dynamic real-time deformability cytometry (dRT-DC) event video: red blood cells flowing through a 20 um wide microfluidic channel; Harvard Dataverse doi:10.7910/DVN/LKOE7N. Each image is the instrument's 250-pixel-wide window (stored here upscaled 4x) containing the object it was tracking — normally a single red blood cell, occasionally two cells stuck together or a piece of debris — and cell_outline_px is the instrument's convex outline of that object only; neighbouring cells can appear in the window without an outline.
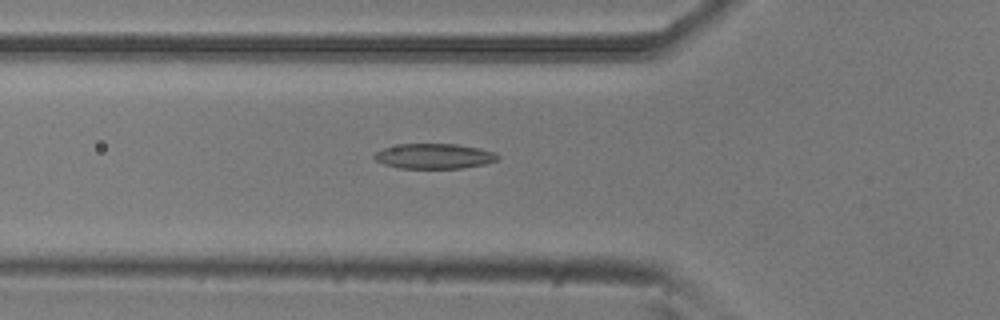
{"species": "common noctule bat (a hibernating species)", "species_latin": "Nyctalus noctula", "temperature_condition": "room temperature", "stored_images_in_passage": 39, "camera_frame_rate_fps": 3000, "um_per_image_px": 0.085, "animal": {"sex": "male", "body_mass_g": 20.5, "forearm_length_mm": 52.5}, "frame": {"image": 1, "passage_image": 4, "time_ms": 1.0, "image_size_px": [1000, 320], "cell_outline_px": [[500, 160], [484, 164], [460, 168], [400, 168], [384, 164], [376, 160], [372, 156], [380, 148], [400, 144], [456, 144], [480, 148], [496, 152], [500, 156]], "centroid_in_image_um": [36.92, 13.27], "position_along_channel_um": 88.9, "area_um2": 18.21}}
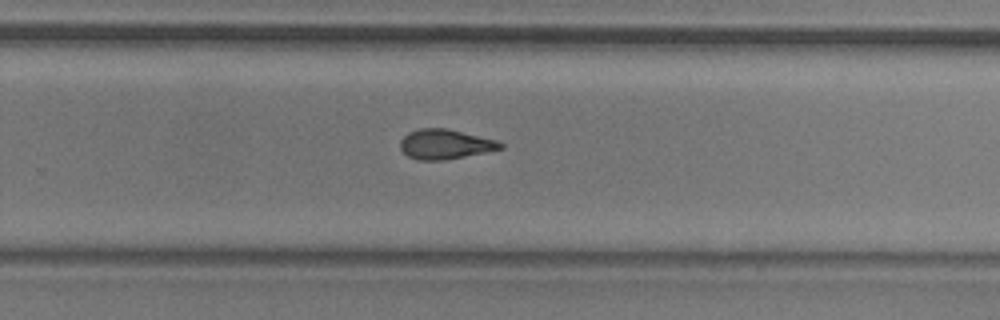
{"frame": {"image": 2, "passage_image": 20, "time_ms": 6.333, "image_size_px": [1000, 320], "cell_outline_px": [[504, 148], [444, 160], [420, 160], [408, 156], [400, 148], [400, 140], [408, 132], [420, 128], [448, 128], [496, 140], [504, 144]], "centroid_in_image_um": [37.82, 12.24], "position_along_channel_um": 292.0, "area_um2": 17.28}}
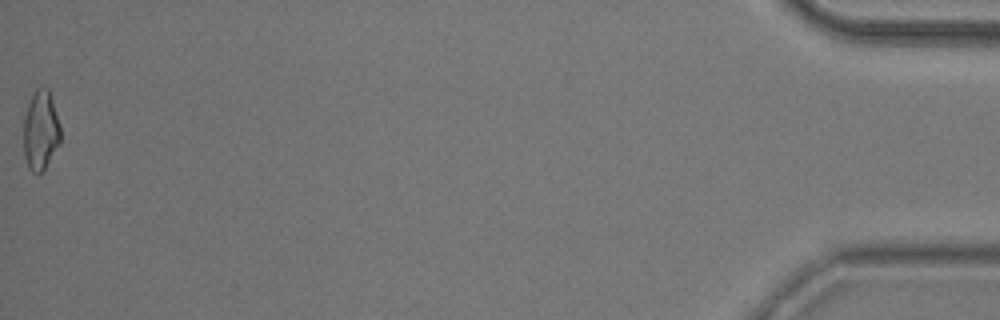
{"frame": {"image": 3, "passage_image": 39, "time_ms": 12.667, "image_size_px": [1000, 320], "cell_outline_px": [[60, 144], [44, 168], [40, 172], [32, 172], [28, 168], [24, 156], [24, 116], [28, 104], [36, 88], [40, 84], [48, 88], [60, 124]], "centroid_in_image_um": [3.45, 11.05], "position_along_channel_um": 431.7, "area_um2": 17.11}, "authors_computed_cell_mechanics": {"area_um2": 17.4556, "velocity_mm_per_s": 3.7985, "shape_relaxation_time_tau1_ms": 3.835, "shape_relaxation_time_tau2_ms": 2.1617, "deformation_change_tau1": 0.1384, "deformation_change_tau2": 0.0986}}